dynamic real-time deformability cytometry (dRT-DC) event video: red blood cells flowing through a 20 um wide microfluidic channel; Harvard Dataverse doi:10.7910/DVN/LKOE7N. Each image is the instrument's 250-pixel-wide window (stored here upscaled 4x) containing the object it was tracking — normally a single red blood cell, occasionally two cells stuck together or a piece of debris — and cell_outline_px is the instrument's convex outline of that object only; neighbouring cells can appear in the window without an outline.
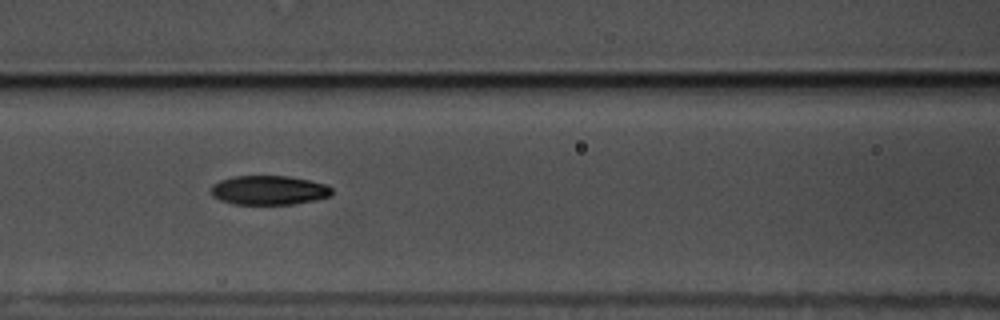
{"species": "common noctule bat (a hibernating species)", "species_latin": "Nyctalus noctula", "temperature_condition": "warm", "stored_images_in_passage": 54, "camera_frame_rate_fps": 3000, "um_per_image_px": 0.085, "animal": {"sex": "male", "body_mass_g": 17.5, "forearm_length_mm": 52.3}, "frame": {"image": 1, "passage_image": 26, "time_ms": 8.333, "image_size_px": [1000, 320], "cell_outline_px": [[332, 196], [316, 200], [292, 204], [232, 204], [220, 200], [212, 196], [212, 184], [220, 180], [232, 176], [288, 176], [328, 184], [332, 188]], "centroid_in_image_um": [22.88, 16.17], "position_along_channel_um": 143.7, "area_um2": 20.75}}
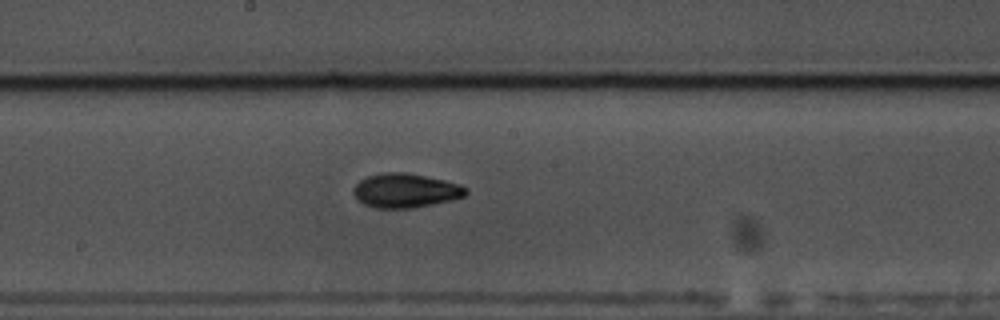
{"frame": {"image": 2, "passage_image": 32, "time_ms": 10.333, "image_size_px": [1000, 320], "cell_outline_px": [[468, 192], [464, 196], [452, 200], [412, 208], [376, 208], [364, 204], [352, 192], [352, 188], [360, 180], [368, 176], [380, 172], [404, 172], [444, 180], [460, 184], [468, 188]], "centroid_in_image_um": [34.47, 16.19], "position_along_channel_um": 213.7, "area_um2": 22.37}}
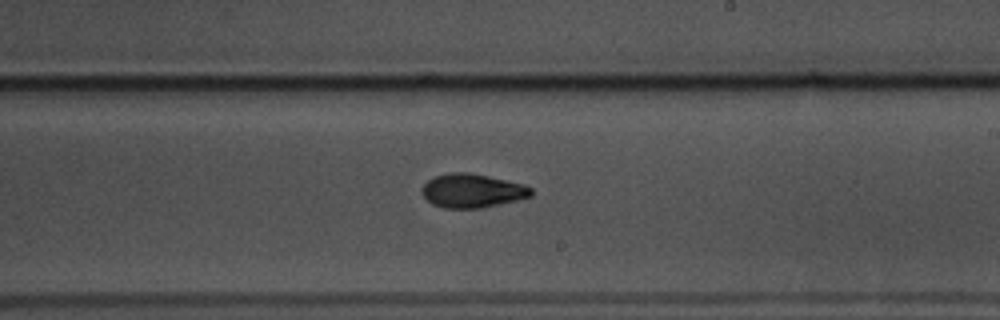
{"frame": {"image": 3, "passage_image": 35, "time_ms": 11.333, "image_size_px": [1000, 320], "cell_outline_px": [[532, 196], [516, 200], [480, 208], [444, 208], [432, 204], [420, 192], [420, 188], [428, 180], [436, 176], [452, 172], [468, 172], [488, 176], [524, 184], [532, 188]], "centroid_in_image_um": [40.12, 16.21], "position_along_channel_um": 248.9, "area_um2": 21.44}}